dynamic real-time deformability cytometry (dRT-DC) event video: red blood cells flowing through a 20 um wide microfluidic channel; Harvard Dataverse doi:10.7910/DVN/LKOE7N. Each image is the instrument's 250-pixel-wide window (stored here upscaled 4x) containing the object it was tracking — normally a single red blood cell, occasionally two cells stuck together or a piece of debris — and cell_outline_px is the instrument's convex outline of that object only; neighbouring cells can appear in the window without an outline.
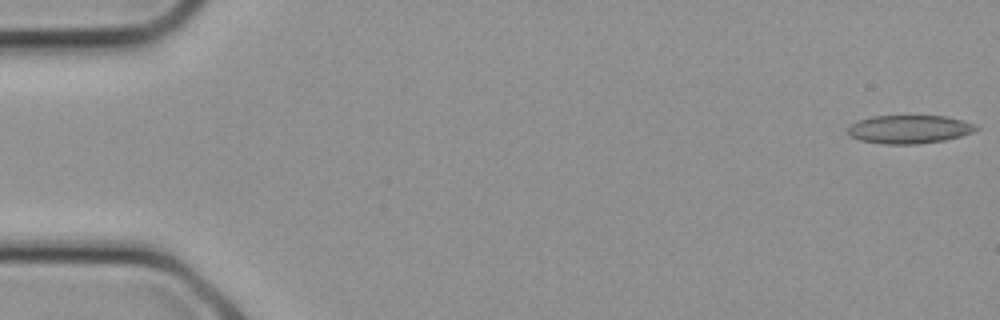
{"species": "common noctule bat (a hibernating species)", "species_latin": "Nyctalus noctula", "temperature_condition": "cold", "stored_images_in_passage": 10, "camera_frame_rate_fps": 3000, "um_per_image_px": 0.085, "animal": {"sex": "female", "body_mass_g": 21.9}, "frame": {"image": 1, "passage_image": 1, "time_ms": 0.0, "image_size_px": [1000, 320], "cell_outline_px": [[980, 128], [972, 132], [960, 136], [944, 140], [916, 144], [884, 144], [860, 140], [852, 136], [848, 132], [848, 128], [856, 120], [872, 116], [944, 116], [964, 120], [976, 124]], "centroid_in_image_um": [77.31, 10.98], "position_along_channel_um": 7.7, "area_um2": 21.15}}
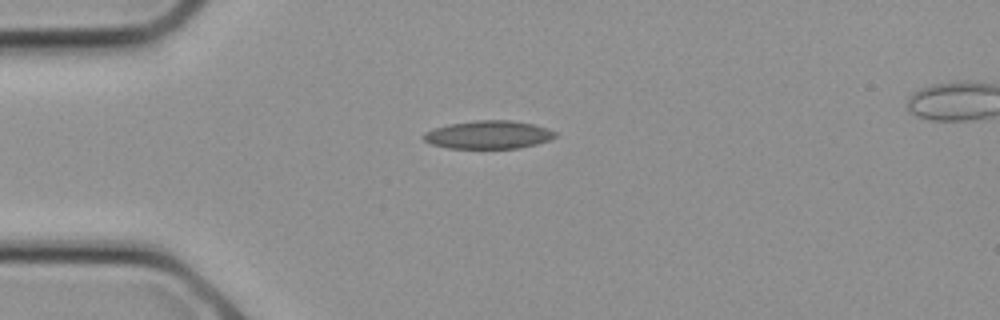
{"frame": {"image": 2, "passage_image": 7, "time_ms": 2.0, "image_size_px": [1000, 320], "cell_outline_px": [[556, 136], [548, 140], [536, 144], [520, 148], [448, 148], [432, 144], [424, 140], [420, 136], [424, 132], [448, 124], [476, 120], [512, 120], [532, 124], [548, 128], [556, 132]], "centroid_in_image_um": [41.5, 11.45], "position_along_channel_um": 43.5, "area_um2": 21.56}}
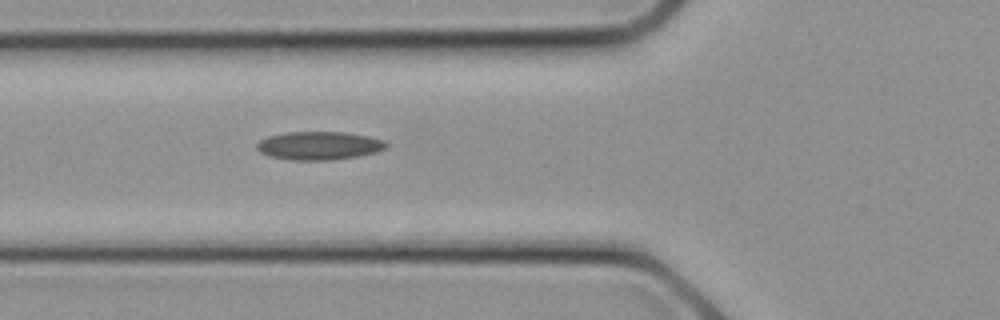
{"frame": {"image": 3, "passage_image": 10, "time_ms": 3.0, "image_size_px": [1000, 320], "cell_outline_px": [[388, 148], [376, 152], [360, 156], [332, 160], [292, 160], [268, 156], [260, 152], [256, 148], [256, 144], [260, 140], [268, 136], [288, 132], [344, 132], [368, 136], [384, 140], [388, 144]], "centroid_in_image_um": [27.14, 12.38], "position_along_channel_um": 98.7, "area_um2": 21.5}}